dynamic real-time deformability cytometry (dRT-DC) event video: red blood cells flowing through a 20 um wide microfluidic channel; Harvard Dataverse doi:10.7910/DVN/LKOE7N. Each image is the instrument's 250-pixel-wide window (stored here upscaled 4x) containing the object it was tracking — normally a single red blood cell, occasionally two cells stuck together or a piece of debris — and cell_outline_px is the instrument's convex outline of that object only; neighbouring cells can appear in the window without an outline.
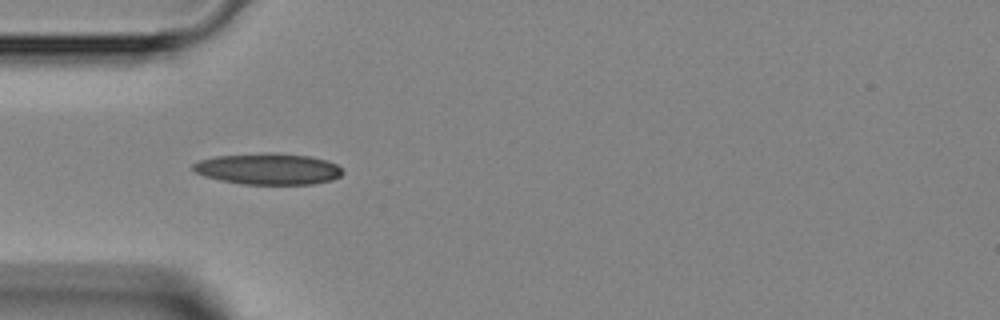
{"species": "Egyptian fruit bat (a non-hibernating species)", "species_latin": "Rousettus aegyptiacus", "temperature_condition": "room temperature", "stored_images_in_passage": 1, "camera_frame_rate_fps": 3000, "um_per_image_px": 0.085, "animal": {"sex": "female"}, "frame": {"image": 1, "passage_image": 1, "time_ms": 0.0, "image_size_px": [1000, 320], "cell_outline_px": [[344, 172], [340, 176], [332, 180], [312, 184], [240, 184], [220, 180], [204, 176], [196, 172], [192, 168], [192, 164], [200, 160], [216, 156], [308, 156], [324, 160], [336, 164]], "centroid_in_image_um": [22.79, 14.42], "position_along_channel_um": 62.2, "area_um2": 25.84}}